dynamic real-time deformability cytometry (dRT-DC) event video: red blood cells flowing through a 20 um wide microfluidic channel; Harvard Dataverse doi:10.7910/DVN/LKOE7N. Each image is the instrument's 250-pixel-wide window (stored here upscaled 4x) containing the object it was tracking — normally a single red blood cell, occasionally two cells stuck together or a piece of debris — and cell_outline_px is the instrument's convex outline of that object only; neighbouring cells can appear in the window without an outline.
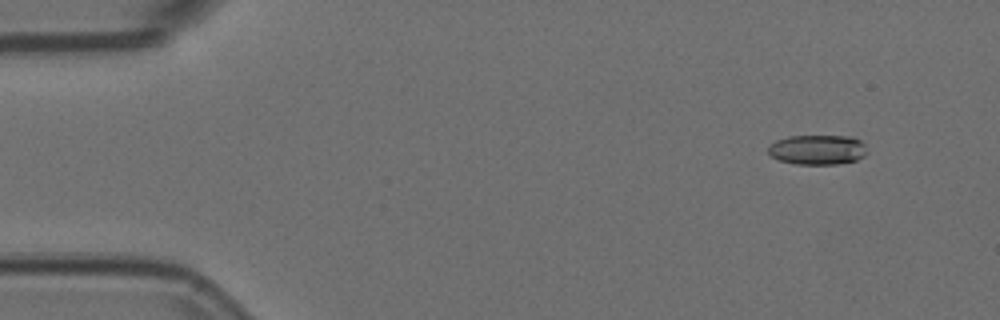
{"species": "Egyptian fruit bat (a non-hibernating species)", "species_latin": "Rousettus aegyptiacus", "temperature_condition": "room temperature", "stored_images_in_passage": 6, "camera_frame_rate_fps": 3000, "um_per_image_px": 0.085, "animal": {"sex": "female"}, "frame": {"image": 1, "passage_image": 2, "time_ms": 0.333, "image_size_px": [1000, 320], "cell_outline_px": [[868, 152], [864, 156], [856, 160], [836, 164], [796, 164], [780, 160], [772, 156], [768, 152], [768, 144], [776, 140], [788, 136], [852, 136], [860, 140], [864, 144]], "centroid_in_image_um": [69.49, 12.71], "position_along_channel_um": 15.5, "area_um2": 17.28}}
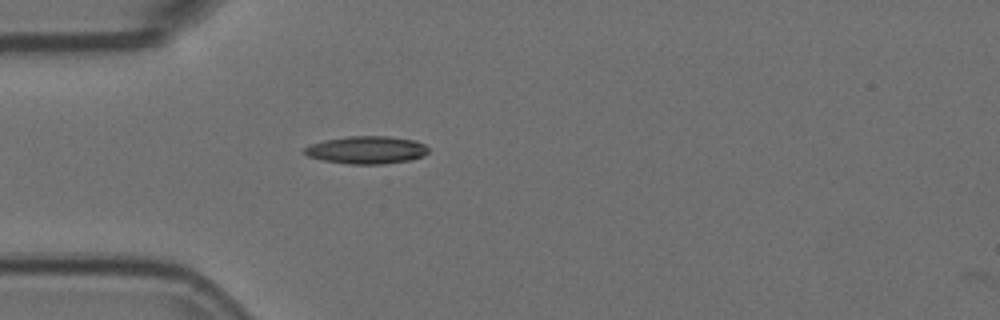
{"frame": {"image": 2, "passage_image": 5, "time_ms": 1.333, "image_size_px": [1000, 320], "cell_outline_px": [[428, 152], [424, 156], [408, 160], [380, 164], [352, 164], [324, 160], [308, 156], [304, 152], [304, 148], [312, 144], [324, 140], [348, 136], [388, 136], [416, 140], [424, 144], [428, 148]], "centroid_in_image_um": [31.19, 12.73], "position_along_channel_um": 53.8, "area_um2": 19.83}}